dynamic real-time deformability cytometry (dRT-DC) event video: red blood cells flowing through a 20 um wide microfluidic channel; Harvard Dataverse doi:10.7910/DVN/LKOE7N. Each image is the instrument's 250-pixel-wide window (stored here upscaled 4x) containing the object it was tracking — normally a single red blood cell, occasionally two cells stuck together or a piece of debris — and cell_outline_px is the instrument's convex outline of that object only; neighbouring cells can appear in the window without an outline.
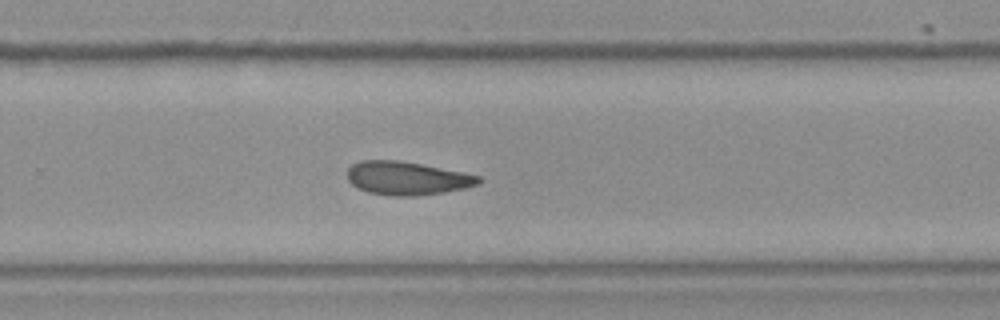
{"species": "Egyptian fruit bat (a non-hibernating species)", "species_latin": "Rousettus aegyptiacus", "temperature_condition": "room temperature", "stored_images_in_passage": 30, "camera_frame_rate_fps": 3000, "um_per_image_px": 0.085, "frame": {"image": 1, "passage_image": 18, "time_ms": 5.667, "image_size_px": [1000, 320], "cell_outline_px": [[484, 180], [480, 184], [464, 188], [444, 192], [416, 196], [388, 196], [368, 192], [356, 188], [348, 180], [348, 168], [352, 164], [360, 160], [400, 160], [480, 176]], "centroid_in_image_um": [34.57, 15.16], "position_along_channel_um": 295.2, "area_um2": 25.61}}
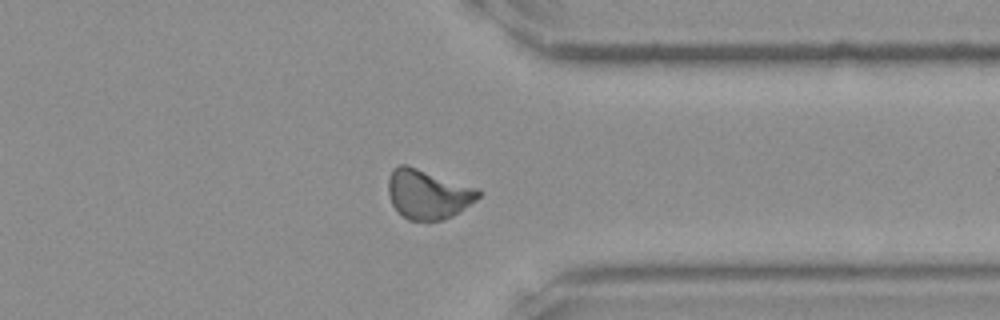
{"frame": {"image": 2, "passage_image": 22, "time_ms": 7.0, "image_size_px": [1000, 320], "cell_outline_px": [[480, 196], [476, 200], [452, 216], [428, 224], [408, 220], [392, 204], [388, 192], [388, 176], [400, 164], [408, 164], [480, 188]], "centroid_in_image_um": [36.39, 16.51], "position_along_channel_um": 375.0, "area_um2": 26.47}}